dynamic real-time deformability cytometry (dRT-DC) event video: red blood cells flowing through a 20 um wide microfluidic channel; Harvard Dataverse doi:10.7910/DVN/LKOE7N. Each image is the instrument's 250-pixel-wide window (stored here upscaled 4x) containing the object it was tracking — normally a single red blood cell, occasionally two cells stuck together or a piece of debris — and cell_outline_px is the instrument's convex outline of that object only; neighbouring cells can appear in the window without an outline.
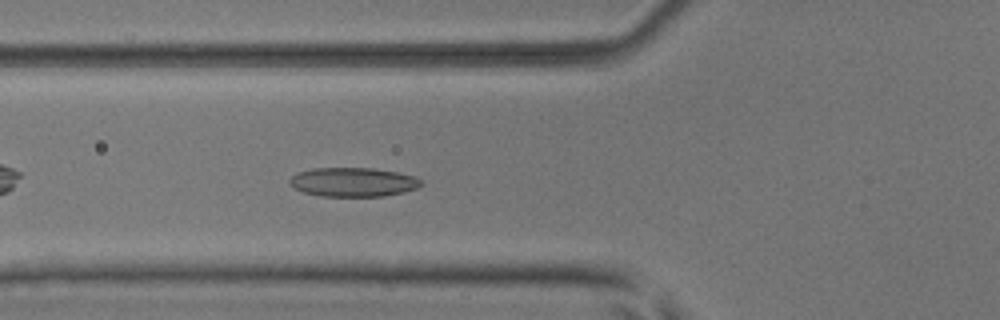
{"species": "common noctule bat (a hibernating species)", "species_latin": "Nyctalus noctula", "temperature_condition": "room temperature", "stored_images_in_passage": 39, "camera_frame_rate_fps": 3000, "um_per_image_px": 0.085, "animal": {"sex": "male", "body_mass_g": 17.9, "forearm_length_mm": 54.2}, "frame": {"image": 1, "passage_image": 11, "time_ms": 3.333, "image_size_px": [1000, 320], "cell_outline_px": [[424, 184], [416, 188], [404, 192], [384, 196], [320, 196], [304, 192], [288, 184], [288, 180], [296, 172], [312, 168], [372, 168], [396, 172], [416, 176]], "centroid_in_image_um": [30.0, 15.47], "position_along_channel_um": 95.8, "area_um2": 22.37}}
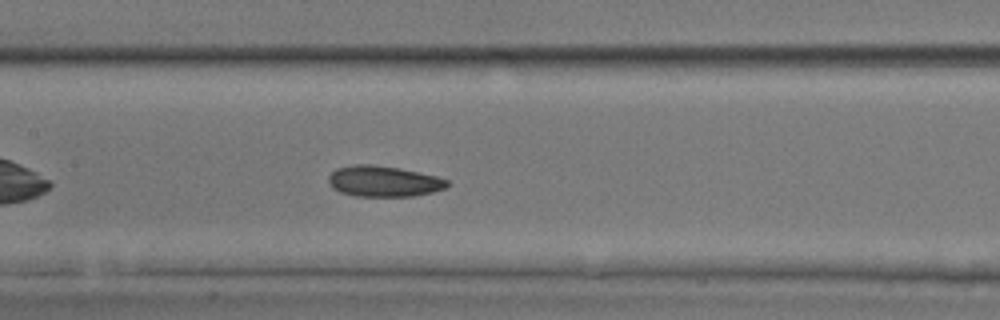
{"frame": {"image": 2, "passage_image": 17, "time_ms": 5.333, "image_size_px": [1000, 320], "cell_outline_px": [[448, 184], [444, 188], [432, 192], [412, 196], [356, 196], [340, 192], [332, 188], [328, 184], [328, 176], [336, 168], [356, 164], [372, 164], [400, 168], [436, 176], [448, 180]], "centroid_in_image_um": [32.56, 15.4], "position_along_channel_um": 174.8, "area_um2": 21.33}}
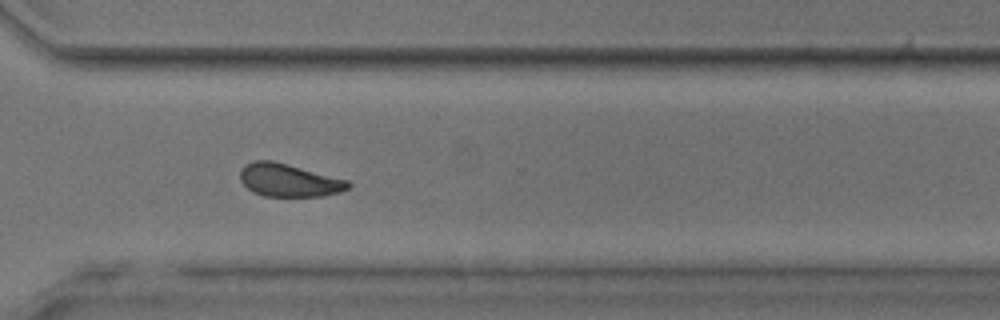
{"frame": {"image": 3, "passage_image": 30, "time_ms": 9.667, "image_size_px": [1000, 320], "cell_outline_px": [[352, 184], [348, 188], [340, 192], [320, 196], [264, 196], [252, 192], [240, 180], [240, 168], [244, 164], [252, 160], [272, 160], [288, 164], [348, 180]], "centroid_in_image_um": [24.52, 15.31], "position_along_channel_um": 346.1, "area_um2": 20.81}}